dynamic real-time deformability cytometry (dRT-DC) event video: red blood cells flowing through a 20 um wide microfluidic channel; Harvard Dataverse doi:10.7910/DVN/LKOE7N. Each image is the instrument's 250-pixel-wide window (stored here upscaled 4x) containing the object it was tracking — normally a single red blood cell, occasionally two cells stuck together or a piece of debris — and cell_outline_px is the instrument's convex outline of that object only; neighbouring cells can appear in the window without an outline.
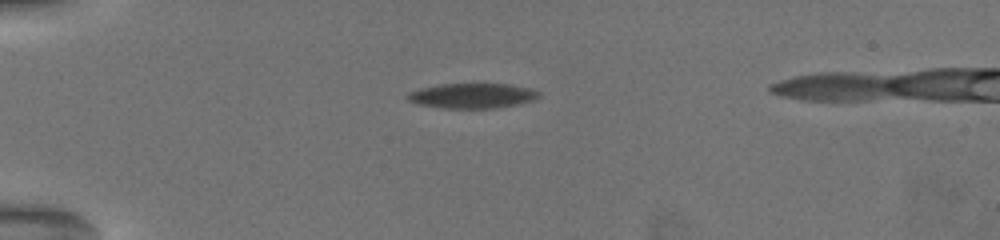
{"species": "common noctule bat (a hibernating species)", "species_latin": "Nyctalus noctula", "temperature_condition": "warm", "stored_images_in_passage": 42, "camera_frame_rate_fps": 3000, "um_per_image_px": 0.085, "animal": {"sex": "female", "body_mass_g": 19.5, "forearm_length_mm": 54.1}, "frame": {"image": 1, "passage_image": 12, "time_ms": 5.333, "image_size_px": [1000, 240], "cell_outline_px": [[540, 96], [532, 100], [516, 104], [496, 108], [448, 108], [420, 104], [408, 100], [408, 92], [420, 88], [440, 84], [508, 84], [528, 88], [536, 92]], "centroid_in_image_um": [40.11, 8.13], "position_along_channel_um": 44.9, "area_um2": 18.67}}
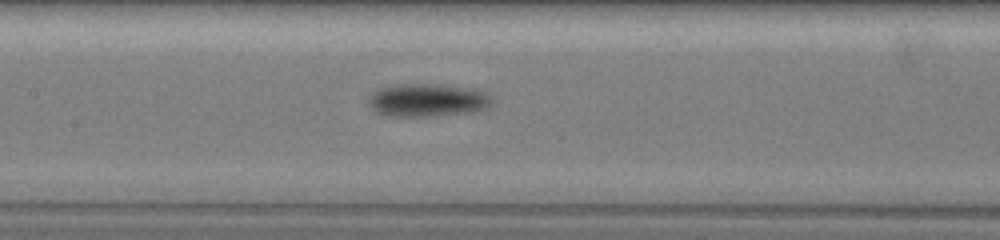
{"frame": {"image": 2, "passage_image": 21, "time_ms": 10.0, "image_size_px": [1000, 240], "cell_outline_px": [[488, 104], [484, 108], [468, 112], [424, 116], [392, 116], [376, 112], [372, 108], [368, 100], [380, 88], [404, 84], [436, 84], [472, 88], [484, 92], [488, 96]], "centroid_in_image_um": [36.29, 8.5], "position_along_channel_um": 171.1, "area_um2": 22.83}}
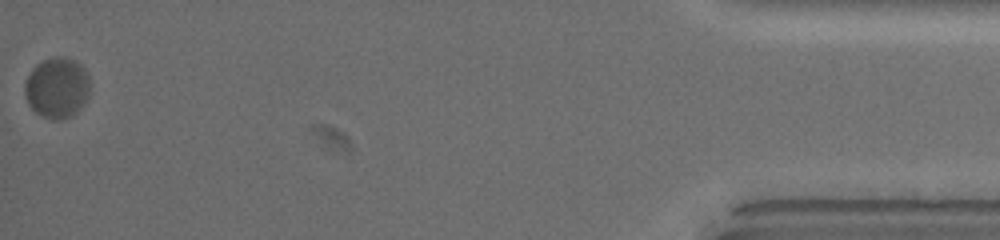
{"frame": {"image": 3, "passage_image": 42, "time_ms": 19.667, "image_size_px": [1000, 240], "cell_outline_px": [[88, 88], [84, 100], [68, 116], [52, 120], [36, 112], [28, 104], [24, 96], [24, 84], [32, 68], [36, 64], [44, 60], [56, 56], [60, 56], [72, 60], [80, 64], [84, 68], [88, 76]], "centroid_in_image_um": [4.77, 7.41], "position_along_channel_um": 430.4, "area_um2": 22.25}, "authors_computed_cell_mechanics": {"area_um2": 20.6635, "velocity_mm_per_s": 3.5602, "shape_relaxation_time_tau1_ms": 2.7428, "shape_relaxation_time_tau2_ms": null, "deformation_change_tau1": 0.1076, "deformation_change_tau2": null}}